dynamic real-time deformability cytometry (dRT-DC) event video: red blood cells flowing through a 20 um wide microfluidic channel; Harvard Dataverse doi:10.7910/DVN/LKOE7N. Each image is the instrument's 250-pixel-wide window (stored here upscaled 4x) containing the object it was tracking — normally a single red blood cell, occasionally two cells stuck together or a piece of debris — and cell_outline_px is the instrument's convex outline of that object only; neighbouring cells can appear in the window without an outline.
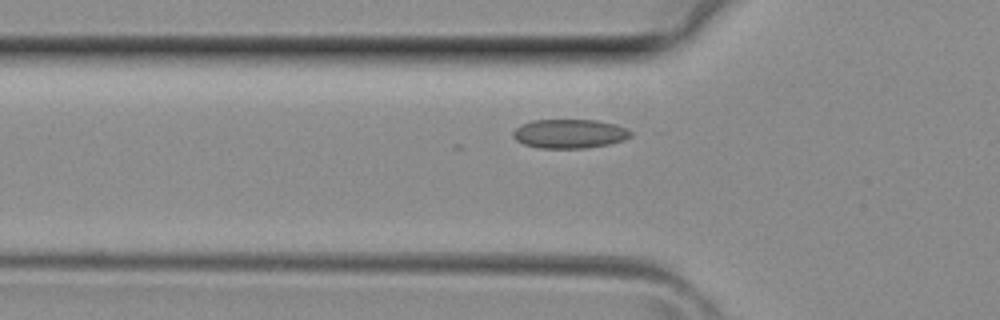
{"species": "common noctule bat (a hibernating species)", "species_latin": "Nyctalus noctula", "temperature_condition": "room temperature", "stored_images_in_passage": 29, "camera_frame_rate_fps": 3000, "um_per_image_px": 0.085, "animal": {"sex": "female", "body_mass_g": 29.2, "forearm_length_mm": 56.3}, "frame": {"image": 1, "passage_image": 4, "time_ms": 1.0, "image_size_px": [1000, 320], "cell_outline_px": [[632, 136], [624, 140], [608, 144], [584, 148], [540, 148], [524, 144], [516, 140], [512, 136], [512, 132], [520, 124], [532, 120], [600, 120], [616, 124], [632, 132]], "centroid_in_image_um": [48.4, 11.36], "position_along_channel_um": 77.4, "area_um2": 20.0}}
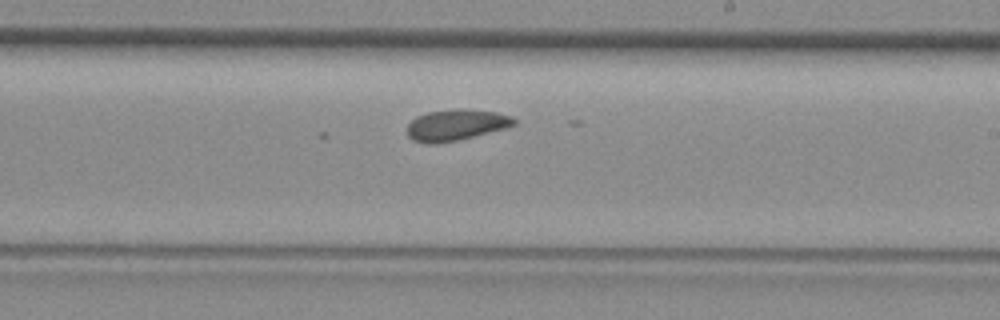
{"frame": {"image": 2, "passage_image": 14, "time_ms": 4.333, "image_size_px": [1000, 320], "cell_outline_px": [[516, 124], [504, 128], [456, 140], [436, 144], [428, 144], [412, 140], [408, 136], [408, 124], [416, 116], [428, 112], [496, 112], [512, 116], [516, 120]], "centroid_in_image_um": [38.71, 10.68], "position_along_channel_um": 250.3, "area_um2": 18.21}}
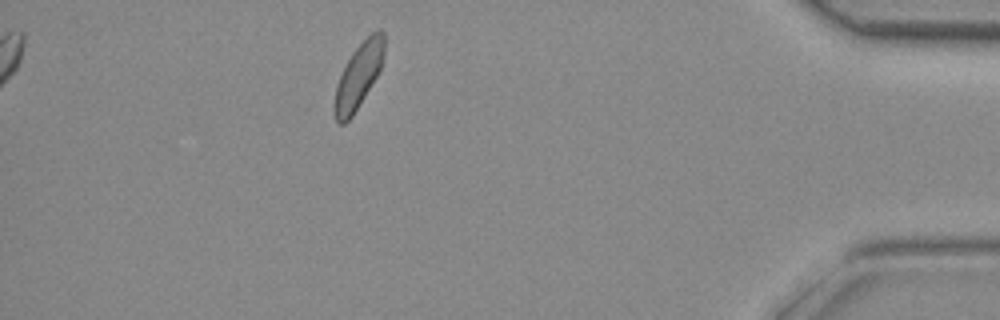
{"frame": {"image": 3, "passage_image": 26, "time_ms": 8.333, "image_size_px": [1000, 320], "cell_outline_px": [[384, 52], [380, 68], [376, 76], [352, 116], [344, 124], [340, 124], [336, 120], [332, 108], [332, 104], [336, 84], [352, 52], [372, 32], [380, 28], [384, 32]], "centroid_in_image_um": [30.44, 6.46], "position_along_channel_um": 404.8, "area_um2": 18.55}}